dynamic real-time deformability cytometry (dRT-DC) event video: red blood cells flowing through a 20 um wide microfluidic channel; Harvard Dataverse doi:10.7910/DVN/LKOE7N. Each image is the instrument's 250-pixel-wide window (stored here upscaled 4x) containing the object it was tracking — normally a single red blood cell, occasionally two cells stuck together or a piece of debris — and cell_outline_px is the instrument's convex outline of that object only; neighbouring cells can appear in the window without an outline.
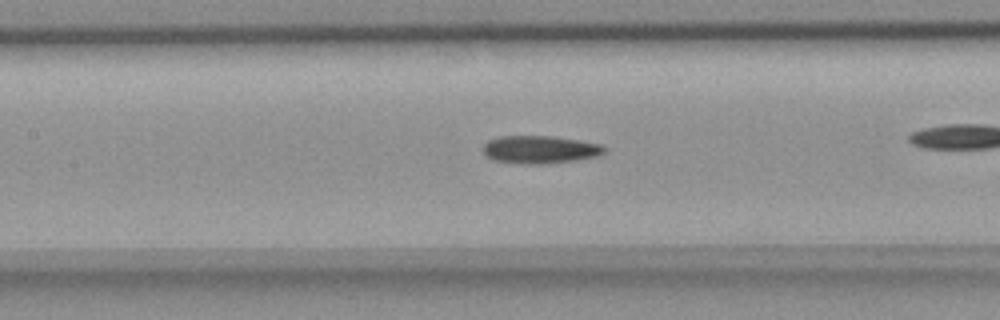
{"species": "common noctule bat (a hibernating species)", "species_latin": "Nyctalus noctula", "temperature_condition": "room temperature", "stored_images_in_passage": 43, "camera_frame_rate_fps": 3000, "um_per_image_px": 0.085, "animal": {"sex": "female", "body_mass_g": 18.4}, "frame": {"image": 1, "passage_image": 25, "time_ms": 8.0, "image_size_px": [1000, 320], "cell_outline_px": [[608, 148], [600, 156], [576, 160], [540, 164], [528, 164], [496, 160], [488, 156], [484, 152], [484, 144], [488, 140], [500, 136], [552, 136], [600, 144]], "centroid_in_image_um": [45.94, 12.7], "position_along_channel_um": 161.5, "area_um2": 19.42}}
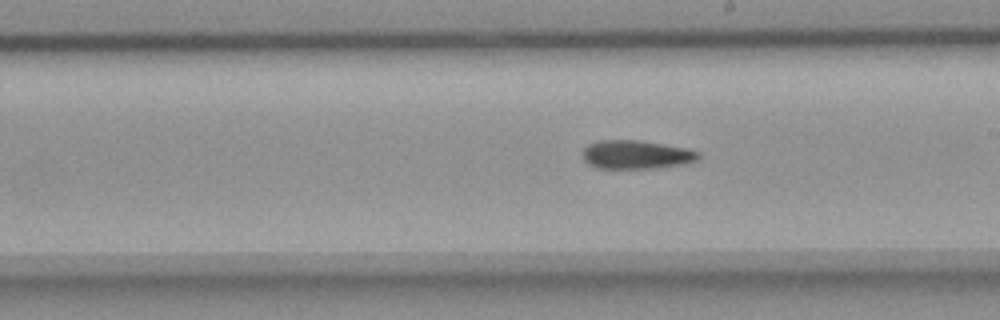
{"frame": {"image": 2, "passage_image": 31, "time_ms": 10.0, "image_size_px": [1000, 320], "cell_outline_px": [[700, 156], [696, 160], [680, 164], [652, 168], [596, 168], [588, 164], [584, 160], [584, 148], [588, 144], [600, 140], [640, 140], [688, 148], [700, 152]], "centroid_in_image_um": [54.07, 13.13], "position_along_channel_um": 234.9, "area_um2": 19.19}}